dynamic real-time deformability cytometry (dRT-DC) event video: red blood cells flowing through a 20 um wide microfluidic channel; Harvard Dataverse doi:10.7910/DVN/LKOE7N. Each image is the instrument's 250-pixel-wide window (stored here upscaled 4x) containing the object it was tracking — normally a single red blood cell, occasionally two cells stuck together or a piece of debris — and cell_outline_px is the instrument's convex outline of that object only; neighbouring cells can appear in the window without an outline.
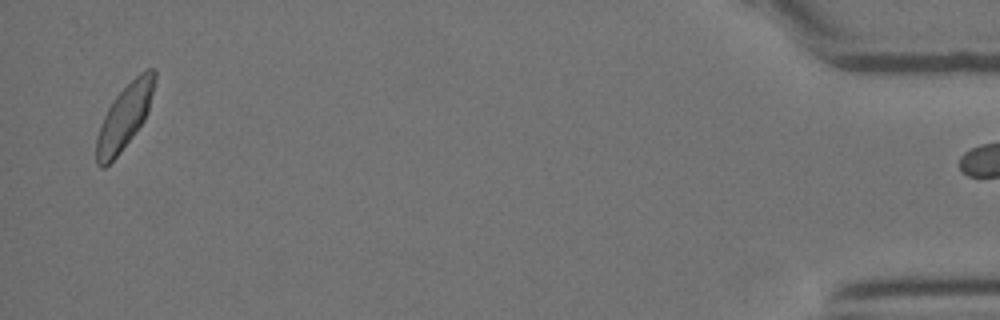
{"species": "Egyptian fruit bat (a non-hibernating species)", "species_latin": "Rousettus aegyptiacus", "temperature_condition": "room temperature", "stored_images_in_passage": 34, "camera_frame_rate_fps": 3000, "um_per_image_px": 0.085, "animal": {"sex": "female"}, "frame": {"image": 1, "passage_image": 34, "time_ms": 11.0, "image_size_px": [1000, 320], "cell_outline_px": [[156, 76], [148, 112], [144, 120], [120, 152], [104, 168], [100, 168], [96, 164], [96, 136], [100, 124], [108, 108], [116, 96], [140, 72], [148, 68], [156, 68]], "centroid_in_image_um": [10.58, 9.93], "position_along_channel_um": 424.6, "area_um2": 21.62}}